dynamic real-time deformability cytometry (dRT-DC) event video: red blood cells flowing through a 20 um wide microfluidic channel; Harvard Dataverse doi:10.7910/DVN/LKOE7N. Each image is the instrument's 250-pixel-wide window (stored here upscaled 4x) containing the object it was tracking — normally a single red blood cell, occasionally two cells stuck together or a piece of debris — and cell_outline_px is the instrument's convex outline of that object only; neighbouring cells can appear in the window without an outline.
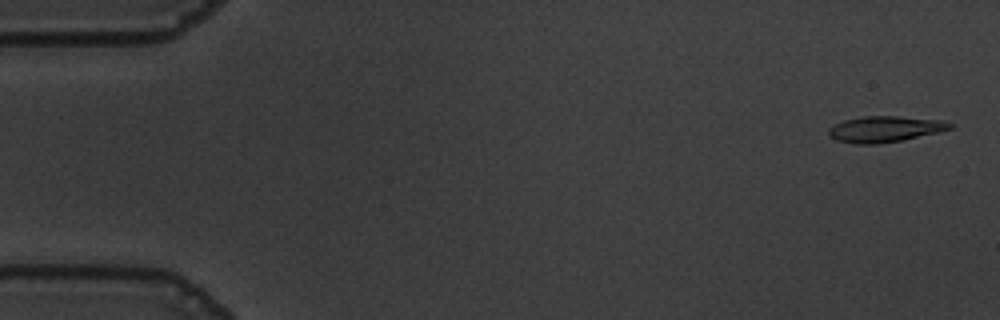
{"species": "common noctule bat (a hibernating species)", "species_latin": "Nyctalus noctula", "temperature_condition": "warm", "stored_images_in_passage": 55, "camera_frame_rate_fps": 3000, "um_per_image_px": 0.085, "animal": {"sex": "male", "body_mass_g": 19.5, "forearm_length_mm": 54.6}, "frame": {"image": 1, "passage_image": 2, "time_ms": 0.333, "image_size_px": [1000, 320], "cell_outline_px": [[952, 128], [936, 132], [900, 140], [876, 144], [856, 144], [836, 140], [828, 132], [828, 128], [844, 120], [864, 116], [896, 116], [940, 120], [952, 124]], "centroid_in_image_um": [75.17, 10.97], "position_along_channel_um": 9.8, "area_um2": 17.92}}
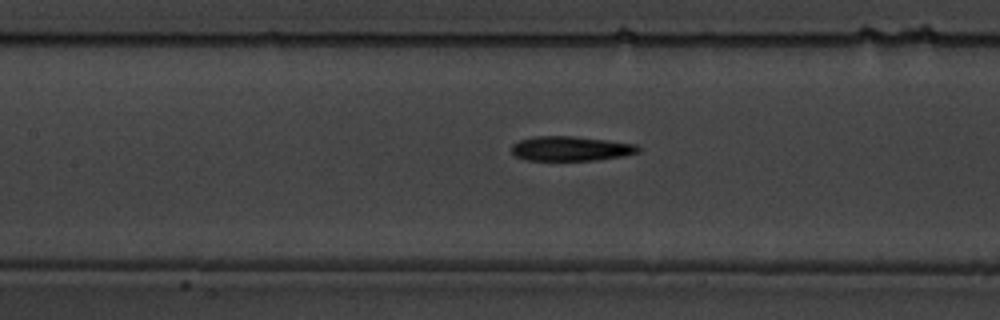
{"frame": {"image": 2, "passage_image": 25, "time_ms": 8.0, "image_size_px": [1000, 320], "cell_outline_px": [[640, 152], [624, 156], [596, 160], [528, 160], [516, 156], [512, 152], [512, 144], [520, 140], [536, 136], [572, 136], [636, 144], [640, 148]], "centroid_in_image_um": [48.53, 12.63], "position_along_channel_um": 158.9, "area_um2": 18.03}}
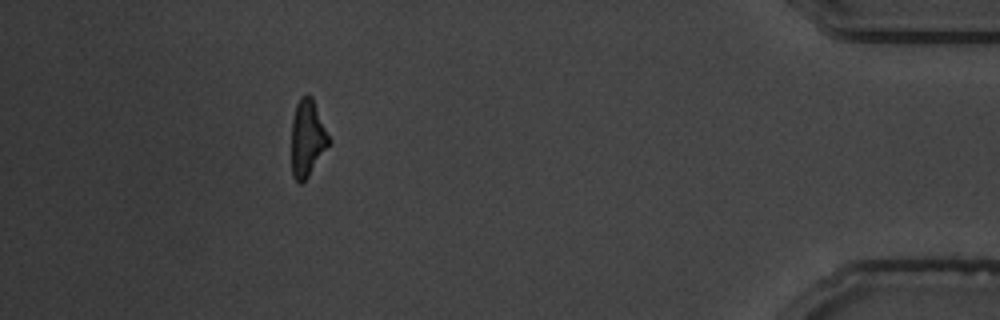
{"frame": {"image": 3, "passage_image": 50, "time_ms": 16.333, "image_size_px": [1000, 320], "cell_outline_px": [[332, 140], [308, 176], [300, 184], [292, 176], [292, 120], [296, 104], [300, 96], [312, 96]], "centroid_in_image_um": [26.14, 11.72], "position_along_channel_um": 409.1, "area_um2": 16.7}, "authors_computed_cell_mechanics": {"area_um2": 17.918, "velocity_mm_per_s": 3.657, "shape_relaxation_time_tau1_ms": 3.7169, "shape_relaxation_time_tau2_ms": 3.2764, "deformation_change_tau1": 0.1873, "deformation_change_tau2": 0.1642}}